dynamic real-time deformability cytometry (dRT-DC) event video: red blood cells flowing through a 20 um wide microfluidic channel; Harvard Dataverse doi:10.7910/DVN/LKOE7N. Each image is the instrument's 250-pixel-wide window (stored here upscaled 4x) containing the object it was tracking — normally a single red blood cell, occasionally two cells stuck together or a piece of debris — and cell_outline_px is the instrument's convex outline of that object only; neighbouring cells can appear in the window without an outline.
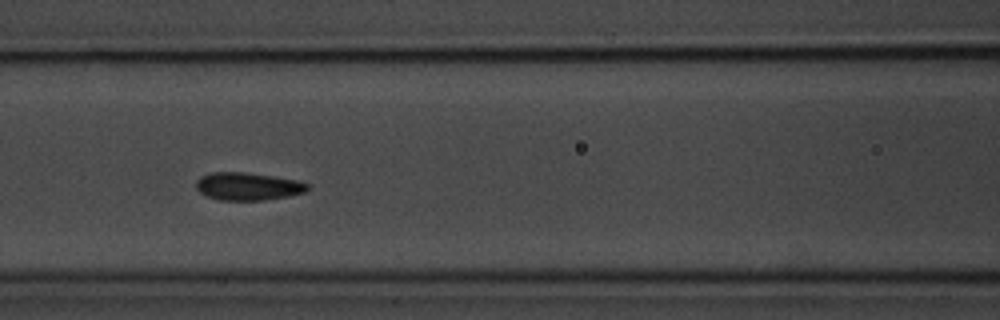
{"species": "common noctule bat (a hibernating species)", "species_latin": "Nyctalus noctula", "temperature_condition": "room temperature", "stored_images_in_passage": 14, "camera_frame_rate_fps": 3000, "um_per_image_px": 0.085, "animal": {"sex": "male", "body_mass_g": 20.1, "forearm_length_mm": 53.5}, "frame": {"image": 1, "passage_image": 5, "time_ms": 4.667, "image_size_px": [1000, 320], "cell_outline_px": [[312, 188], [304, 192], [288, 196], [264, 200], [216, 200], [200, 192], [196, 188], [196, 180], [200, 176], [212, 172], [244, 172], [272, 176], [296, 180], [308, 184]], "centroid_in_image_um": [21.05, 15.84], "position_along_channel_um": 145.5, "area_um2": 18.03}}
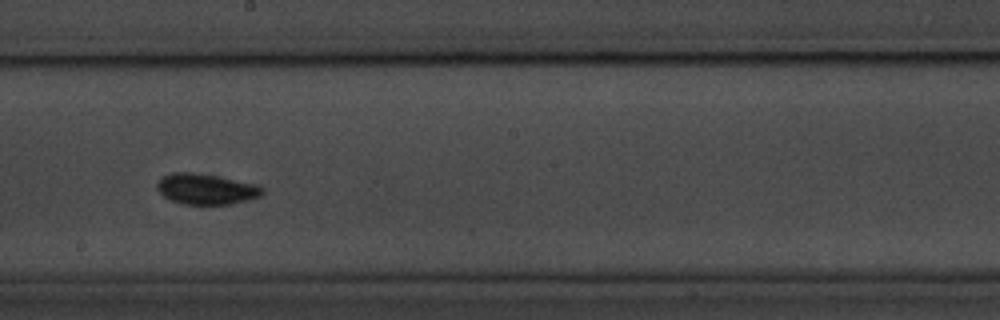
{"frame": {"image": 2, "passage_image": 7, "time_ms": 7.0, "image_size_px": [1000, 320], "cell_outline_px": [[264, 192], [260, 196], [248, 200], [232, 204], [180, 204], [168, 200], [156, 188], [156, 180], [160, 176], [172, 172], [188, 172], [216, 176], [260, 184], [264, 188]], "centroid_in_image_um": [17.5, 16.07], "position_along_channel_um": 230.7, "area_um2": 19.19}}
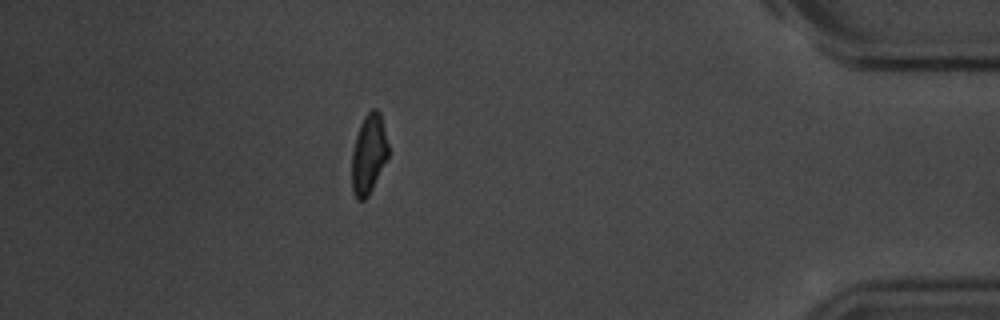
{"frame": {"image": 3, "passage_image": 14, "time_ms": 16.0, "image_size_px": [1000, 320], "cell_outline_px": [[388, 156], [368, 196], [364, 200], [356, 200], [352, 192], [352, 152], [356, 136], [360, 124], [364, 116], [372, 108], [376, 108], [380, 112], [388, 144]], "centroid_in_image_um": [31.32, 13.09], "position_along_channel_um": 403.9, "area_um2": 16.82}, "authors_computed_cell_mechanics": {"area_um2": 17.6868, "velocity_mm_per_s": 3.6688, "shape_relaxation_time_tau1_ms": 1.4844, "shape_relaxation_time_tau2_ms": null, "deformation_change_tau1": 0.0455, "deformation_change_tau2": null}}